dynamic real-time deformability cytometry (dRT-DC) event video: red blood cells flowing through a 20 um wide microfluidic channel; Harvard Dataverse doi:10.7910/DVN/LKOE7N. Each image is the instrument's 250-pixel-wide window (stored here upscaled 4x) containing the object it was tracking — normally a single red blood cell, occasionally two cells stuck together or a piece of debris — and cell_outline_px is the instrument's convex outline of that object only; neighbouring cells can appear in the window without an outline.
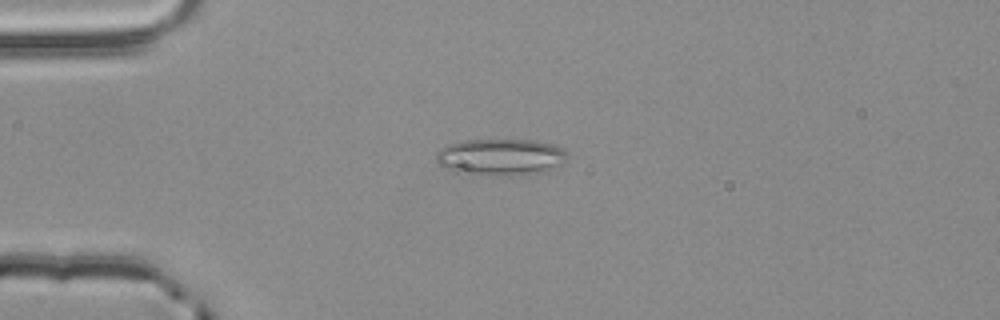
{"species": "common noctule bat (a hibernating species)", "species_latin": "Nyctalus noctula", "temperature_condition": "room temperature", "stored_images_in_passage": 2, "camera_frame_rate_fps": 3000, "um_per_image_px": 0.085, "animal": {"sex": "male", "body_mass_g": 20.4}, "frame": {"image": 1, "passage_image": 2, "time_ms": 0.333, "image_size_px": [1000, 320], "cell_outline_px": [[564, 160], [560, 164], [540, 172], [528, 176], [460, 176], [444, 168], [436, 160], [436, 152], [440, 148], [448, 144], [464, 140], [536, 140], [552, 144], [564, 148]], "centroid_in_image_um": [42.44, 13.39], "position_along_channel_um": 42.6, "area_um2": 28.78}}